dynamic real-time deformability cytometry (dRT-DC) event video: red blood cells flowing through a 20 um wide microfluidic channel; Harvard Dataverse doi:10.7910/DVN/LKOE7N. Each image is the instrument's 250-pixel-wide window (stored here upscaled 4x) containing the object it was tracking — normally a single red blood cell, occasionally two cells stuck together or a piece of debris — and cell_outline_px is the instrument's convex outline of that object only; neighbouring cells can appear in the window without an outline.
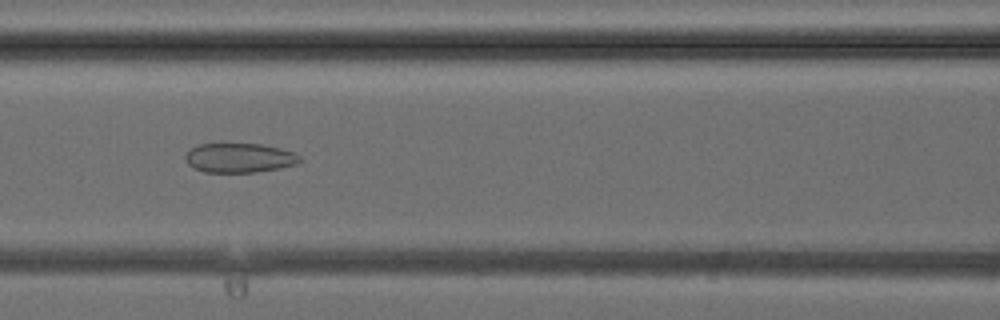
{"species": "common noctule bat (a hibernating species)", "species_latin": "Nyctalus noctula", "temperature_condition": "cold", "stored_images_in_passage": 35, "camera_frame_rate_fps": 3000, "um_per_image_px": 0.085, "animal": {"sex": "female", "body_mass_g": 24.6, "forearm_length_mm": 56.2}, "frame": {"image": 1, "passage_image": 12, "time_ms": 3.667, "image_size_px": [1000, 320], "cell_outline_px": [[300, 160], [296, 164], [280, 168], [256, 172], [204, 172], [188, 164], [184, 160], [184, 156], [192, 148], [200, 144], [264, 144], [280, 148], [292, 152], [300, 156]], "centroid_in_image_um": [20.34, 13.42], "position_along_channel_um": 146.3, "area_um2": 19.48}}
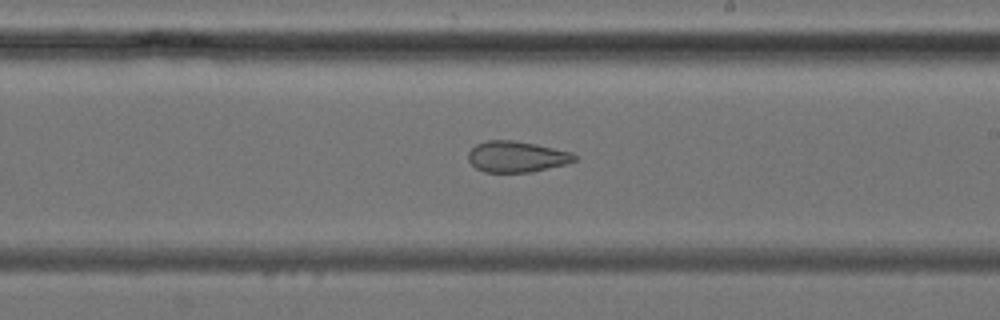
{"frame": {"image": 2, "passage_image": 18, "time_ms": 5.667, "image_size_px": [1000, 320], "cell_outline_px": [[576, 160], [564, 164], [528, 172], [484, 172], [476, 168], [468, 160], [468, 152], [476, 144], [488, 140], [512, 140], [536, 144], [572, 152], [576, 156]], "centroid_in_image_um": [43.88, 13.31], "position_along_channel_um": 245.1, "area_um2": 19.02}}
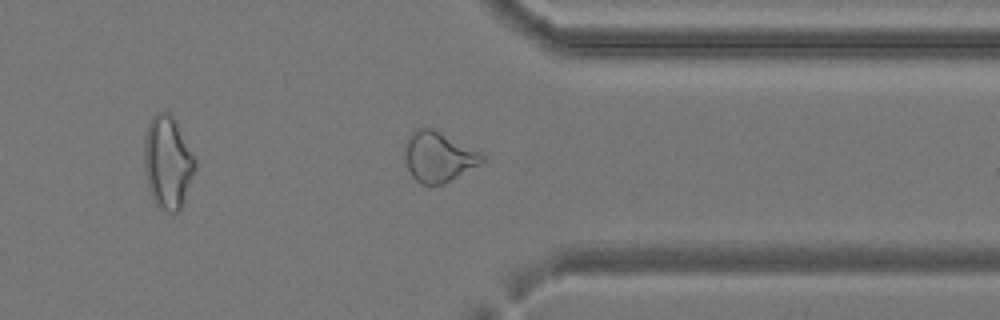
{"frame": {"image": 3, "passage_image": 26, "time_ms": 8.333, "image_size_px": [1000, 320], "cell_outline_px": [[484, 160], [480, 164], [444, 184], [420, 184], [412, 176], [408, 168], [408, 136], [412, 132], [420, 128], [432, 128], [480, 152], [484, 156]], "centroid_in_image_um": [37.31, 13.35], "position_along_channel_um": 374.1, "area_um2": 21.73}}